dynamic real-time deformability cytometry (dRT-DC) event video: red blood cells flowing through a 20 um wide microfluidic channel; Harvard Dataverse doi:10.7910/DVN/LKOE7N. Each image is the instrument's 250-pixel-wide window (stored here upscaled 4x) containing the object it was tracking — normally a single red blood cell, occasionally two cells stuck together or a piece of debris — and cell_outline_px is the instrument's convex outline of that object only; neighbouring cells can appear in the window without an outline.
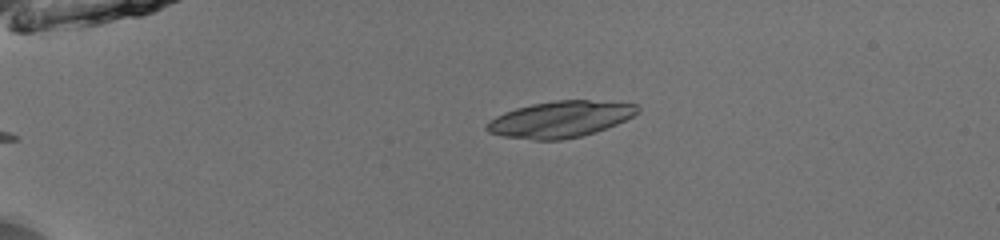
{"species": "common noctule bat (a hibernating species)", "species_latin": "Nyctalus noctula", "temperature_condition": "room temperature", "stored_images_in_passage": 40, "camera_frame_rate_fps": 3000, "um_per_image_px": 0.085, "animal": {"sex": "male", "body_mass_g": 13.0, "forearm_length_mm": 53.1}, "frame": {"image": 1, "passage_image": 1, "time_ms": 0.0, "image_size_px": [1000, 240], "cell_outline_px": [[640, 112], [616, 124], [580, 136], [560, 140], [532, 140], [504, 136], [488, 132], [484, 128], [484, 124], [488, 120], [504, 112], [516, 108], [532, 104], [556, 100], [588, 100], [636, 104], [640, 108]], "centroid_in_image_um": [47.57, 10.13], "position_along_channel_um": 37.4, "area_um2": 31.73}}